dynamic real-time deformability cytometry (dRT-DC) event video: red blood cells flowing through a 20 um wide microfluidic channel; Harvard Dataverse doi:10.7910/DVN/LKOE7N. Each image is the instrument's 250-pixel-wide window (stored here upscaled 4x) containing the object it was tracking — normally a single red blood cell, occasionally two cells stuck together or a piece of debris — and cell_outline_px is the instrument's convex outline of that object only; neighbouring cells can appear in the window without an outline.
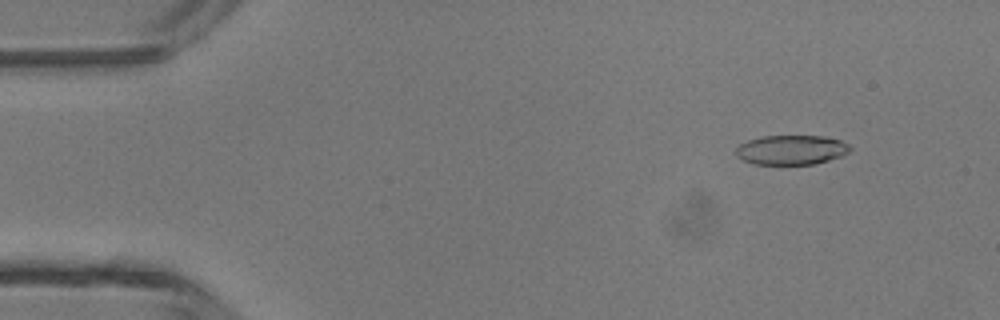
{"species": "common noctule bat (a hibernating species)", "species_latin": "Nyctalus noctula", "temperature_condition": "room temperature", "stored_images_in_passage": 47, "camera_frame_rate_fps": 3000, "um_per_image_px": 0.085, "animal": {"sex": "male", "body_mass_g": 13.3}, "frame": {"image": 1, "passage_image": 5, "time_ms": 1.333, "image_size_px": [1000, 320], "cell_outline_px": [[852, 148], [848, 152], [840, 156], [828, 160], [812, 164], [752, 164], [736, 156], [736, 148], [740, 144], [748, 140], [760, 136], [824, 136], [840, 140], [848, 144]], "centroid_in_image_um": [67.24, 12.73], "position_along_channel_um": 17.8, "area_um2": 19.59}}
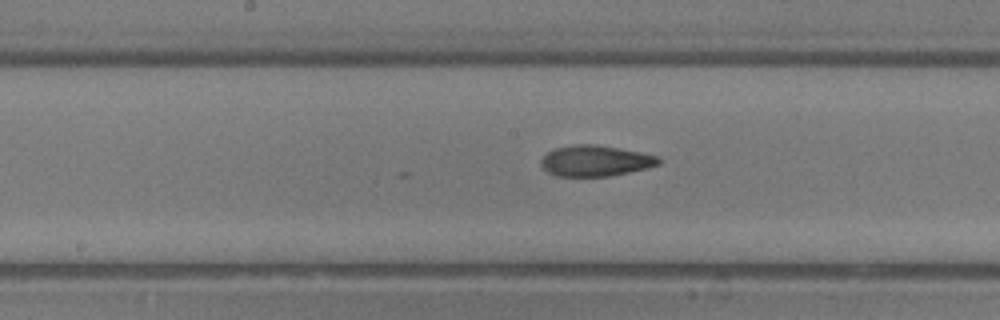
{"frame": {"image": 2, "passage_image": 24, "time_ms": 7.667, "image_size_px": [1000, 320], "cell_outline_px": [[660, 164], [648, 168], [608, 176], [556, 176], [548, 172], [540, 164], [540, 160], [548, 152], [556, 148], [576, 144], [596, 144], [620, 148], [660, 156]], "centroid_in_image_um": [50.63, 13.66], "position_along_channel_um": 197.6, "area_um2": 21.15}}
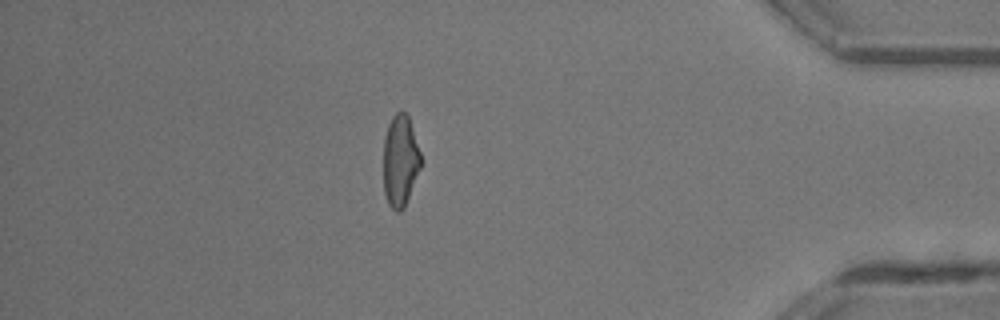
{"frame": {"image": 3, "passage_image": 41, "time_ms": 13.333, "image_size_px": [1000, 320], "cell_outline_px": [[420, 168], [404, 208], [400, 212], [396, 212], [388, 204], [384, 192], [384, 136], [388, 124], [392, 116], [396, 112], [404, 112], [408, 116], [420, 152]], "centroid_in_image_um": [34.0, 13.68], "position_along_channel_um": 401.2, "area_um2": 19.77}, "authors_computed_cell_mechanics": {"area_um2": 20.9814, "velocity_mm_per_s": 4.3589, "shape_relaxation_time_tau1_ms": 7.8645, "shape_relaxation_time_tau2_ms": 3.5396, "deformation_change_tau1": 0.2324, "deformation_change_tau2": 0.1089}}